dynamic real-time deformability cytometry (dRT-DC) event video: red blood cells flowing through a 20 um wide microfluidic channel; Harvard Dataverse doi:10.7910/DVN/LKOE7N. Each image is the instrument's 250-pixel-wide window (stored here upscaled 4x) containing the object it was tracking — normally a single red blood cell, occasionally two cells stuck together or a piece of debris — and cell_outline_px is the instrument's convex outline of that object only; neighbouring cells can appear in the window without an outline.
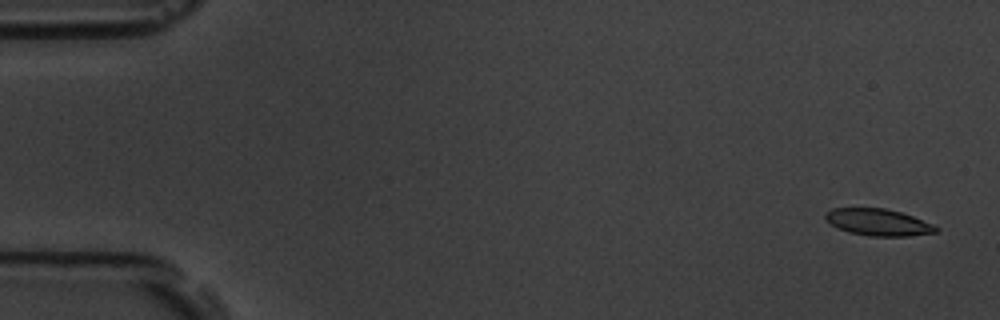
{"species": "common noctule bat (a hibernating species)", "species_latin": "Nyctalus noctula", "temperature_condition": "room temperature", "stored_images_in_passage": 6, "camera_frame_rate_fps": 3000, "um_per_image_px": 0.085, "animal": {"sex": "male", "body_mass_g": 19.5, "forearm_length_mm": 54.6}, "frame": {"image": 1, "passage_image": 1, "time_ms": 0.0, "image_size_px": [1000, 320], "cell_outline_px": [[940, 228], [936, 232], [908, 236], [868, 236], [848, 232], [836, 228], [824, 216], [832, 208], [884, 208], [900, 212], [912, 216], [932, 224]], "centroid_in_image_um": [74.65, 18.9], "position_along_channel_um": 10.4, "area_um2": 17.11}}
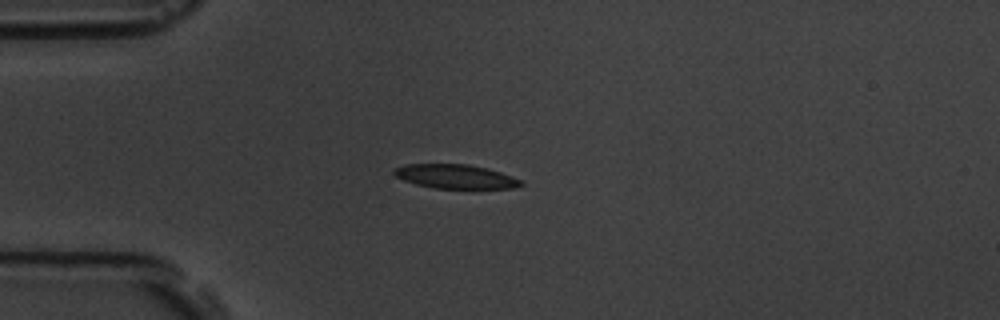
{"frame": {"image": 2, "passage_image": 4, "time_ms": 4.333, "image_size_px": [1000, 320], "cell_outline_px": [[524, 184], [516, 188], [436, 188], [416, 184], [404, 180], [396, 176], [392, 172], [396, 168], [404, 164], [468, 164], [488, 168], [524, 180]], "centroid_in_image_um": [38.76, 15.0], "position_along_channel_um": 46.2, "area_um2": 17.8}}
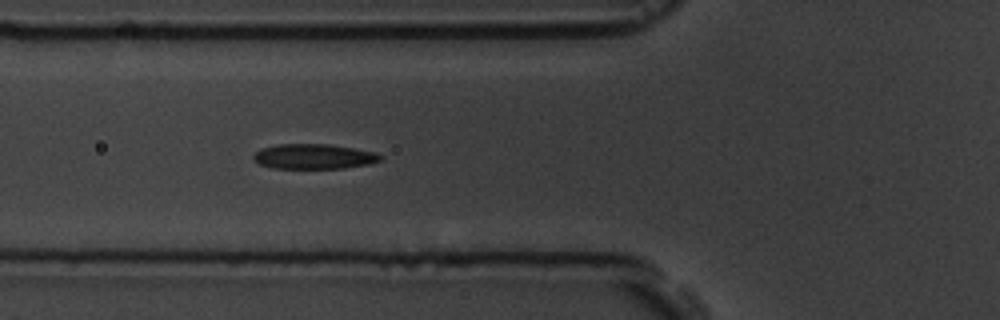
{"frame": {"image": 3, "passage_image": 6, "time_ms": 6.333, "image_size_px": [1000, 320], "cell_outline_px": [[384, 160], [372, 164], [344, 168], [272, 168], [260, 164], [252, 156], [260, 148], [280, 144], [328, 144], [376, 152], [384, 156]], "centroid_in_image_um": [26.75, 13.3], "position_along_channel_um": 99.1, "area_um2": 18.61}}